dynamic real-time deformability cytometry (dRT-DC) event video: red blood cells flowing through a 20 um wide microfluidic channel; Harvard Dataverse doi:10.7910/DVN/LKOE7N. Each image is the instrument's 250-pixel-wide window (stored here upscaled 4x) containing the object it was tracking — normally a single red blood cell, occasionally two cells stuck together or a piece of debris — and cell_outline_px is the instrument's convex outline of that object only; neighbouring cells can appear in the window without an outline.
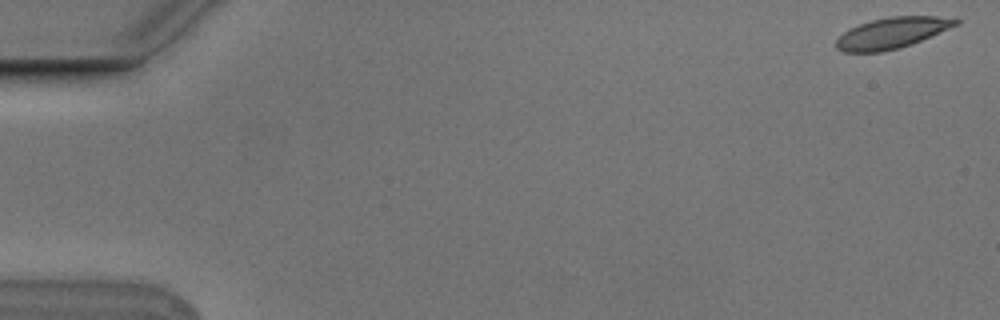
{"species": "Egyptian fruit bat (a non-hibernating species)", "species_latin": "Rousettus aegyptiacus", "temperature_condition": "cold", "stored_images_in_passage": 7, "camera_frame_rate_fps": 3000, "um_per_image_px": 0.085, "animal": {"sex": "male"}, "frame": {"image": 1, "passage_image": 1, "time_ms": 0.0, "image_size_px": [1000, 320], "cell_outline_px": [[960, 24], [912, 44], [880, 52], [844, 52], [836, 48], [836, 40], [848, 28], [872, 20], [888, 16], [956, 16], [960, 20]], "centroid_in_image_um": [75.88, 2.78], "position_along_channel_um": 9.1, "area_um2": 21.73}}